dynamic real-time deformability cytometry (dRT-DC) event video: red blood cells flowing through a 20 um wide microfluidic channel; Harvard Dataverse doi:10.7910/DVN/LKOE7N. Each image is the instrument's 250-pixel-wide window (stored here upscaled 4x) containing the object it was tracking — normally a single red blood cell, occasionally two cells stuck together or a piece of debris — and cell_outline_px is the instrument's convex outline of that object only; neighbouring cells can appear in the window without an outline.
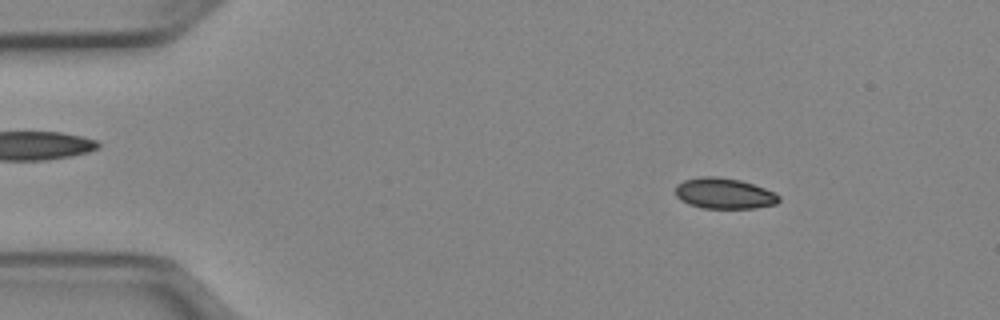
{"species": "Egyptian fruit bat (a non-hibernating species)", "species_latin": "Rousettus aegyptiacus", "temperature_condition": "cold", "stored_images_in_passage": 51, "camera_frame_rate_fps": 3000, "um_per_image_px": 0.085, "animal": {"sex": "female"}, "frame": {"image": 1, "passage_image": 7, "time_ms": 2.0, "image_size_px": [1000, 320], "cell_outline_px": [[780, 200], [776, 204], [756, 208], [704, 208], [688, 204], [680, 200], [676, 196], [676, 184], [684, 180], [700, 176], [716, 176], [740, 180], [776, 192], [780, 196]], "centroid_in_image_um": [61.55, 16.44], "position_along_channel_um": 23.4, "area_um2": 18.67}}
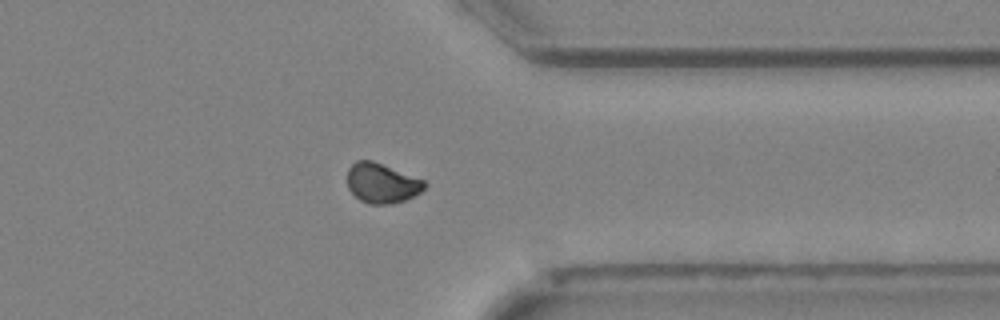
{"frame": {"image": 2, "passage_image": 40, "time_ms": 13.0, "image_size_px": [1000, 320], "cell_outline_px": [[428, 184], [420, 192], [404, 200], [392, 204], [368, 204], [360, 200], [348, 188], [348, 168], [356, 160], [372, 160], [424, 180]], "centroid_in_image_um": [32.45, 15.56], "position_along_channel_um": 379.0, "area_um2": 17.8}}
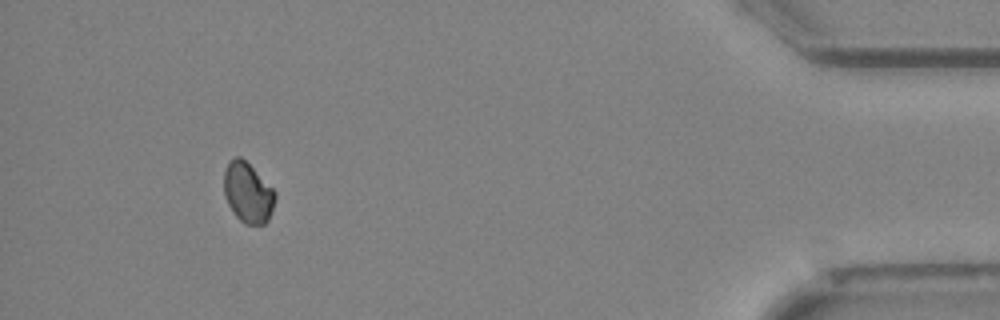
{"frame": {"image": 3, "passage_image": 47, "time_ms": 15.333, "image_size_px": [1000, 320], "cell_outline_px": [[276, 200], [268, 220], [264, 224], [244, 224], [236, 216], [228, 204], [224, 196], [224, 172], [228, 164], [236, 156], [240, 156], [276, 192]], "centroid_in_image_um": [21.07, 16.41], "position_along_channel_um": 414.1, "area_um2": 17.69}}